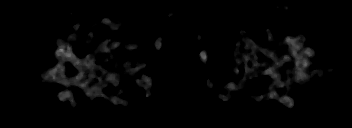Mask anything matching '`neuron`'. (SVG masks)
<instances>
[{
	"label": "neuron",
	"instance_id": "neuron-1",
	"mask_svg": "<svg viewBox=\"0 0 352 128\" xmlns=\"http://www.w3.org/2000/svg\"><path fill=\"white\" fill-rule=\"evenodd\" d=\"M276 10H281V9H285V10H288L289 7L288 6H285L284 8L280 5H277L275 6ZM103 23H106L107 25L111 26L113 29H118V26L120 24V21H115V22H112L110 19H103ZM72 29L76 30L78 29V24H70L69 25ZM245 32L241 31V34L242 35V40L244 42L247 41L246 45H245V48H249L250 46L252 47V52H251V55L252 56H248L250 55V53H245V54H242V56L240 58H242V60L244 62H246V66H248V63L251 62L254 64L253 68L252 69H248L244 75V80H248L251 78V77H257V76H261L263 74V72H260L258 71V67L260 65L262 66H265L266 67V70H265V75H268V76H271V78L275 81V82H271L269 84H271V87H280V88H283L284 87V84L280 81V79L277 77V74L276 73V70H278L279 74H284V71L280 70L281 69V66L282 64L289 60L291 58V56H295V60L294 62L297 63V68L295 69V71L292 73L293 76H288V78H292L294 77L295 80H298L299 82L303 81V78L304 76V69H308L307 67V64H308V60L307 58L310 57V56H313L315 53L312 49H307V50H303L302 49V45L300 43V40H305L303 35H299V36H294L292 40H289L287 39L285 41V45H288L289 48L291 49L292 51V54H286L285 56H281L277 57V53H275V51H269L267 50L268 48H260V46H257L253 41L249 40L248 36L246 34H244ZM235 39H236V43H235V47L236 48H239L240 47V41H238V38L235 36ZM109 39H108V42L105 40L103 41L100 45H96L97 50L100 49V51L102 52H106L107 57L108 58H112V56L110 55V51L114 48H118L120 47L121 45H123V43L121 41H117L116 40H113L112 38V41H111V45H107L109 44ZM59 48L55 51V55H56V59L57 61H60V64L57 65L56 68L54 69H51L48 74H46L47 77V80H50V77H52L53 75H57V74H61V75H64V72H65V68H64V64L66 62H69L71 61L74 65V67H77L81 70H83V67H89V69L91 70L90 72V79H92L93 75H97V79L99 81H101V83H99L96 87L95 90H89V89H86L87 91H89L87 94L88 95H94L96 97L100 96V97H104L102 93H99V91H97L99 88L101 87H105L109 82H113L115 84H119L120 83V80H121V77H125V76H131V75H134L135 73H137L138 70H140V66H143L146 64V62H144L142 64V62L139 63V61H137L138 63V66H136L133 70H128L124 73H120V74H117L118 78H113L111 75H108L106 74V71L108 70V68H112L110 66L111 63H108L109 64V67L108 65L105 67V69L103 70V72H95V69H94V61H95V53H87V61L85 60H77L75 58V55L72 51V48L70 47V45L68 43H63V42H59ZM162 40H158V41H155L154 42V46L156 47L157 50H160L161 47H162ZM134 43L131 44H127L125 45V48L126 49H130L132 50L134 48ZM257 50H260L262 53H266L268 57H271V59H276L277 58V61L276 63H271V62H262V61H259L258 57H257ZM200 59L201 61H206L207 59V54H206V51L203 50L202 53H201V56H200ZM233 73H235V75H237L239 73V68H238V65H239V60L238 59H235V61L233 62ZM257 72L256 76H254V73ZM77 79H82V80H85L86 78V72H83V74H78L76 75ZM148 76L147 74L146 75H142V80H139L137 83L138 85H142L143 84V81H146L148 83V87H146V93H147V96H150V88L152 86V79H147ZM234 85L235 83L233 82H230L228 85L226 86H223L222 87V90L223 92H221V96L224 97V100L227 101L230 97L229 96H226L223 94H225V91H229L231 90L232 88H234ZM208 88L210 89H213L212 88V80L209 78L208 79ZM70 96H71V92L69 90L65 91V92H60L58 97L62 100H68L70 99ZM271 96L274 98V99H278L281 103H283V105H285L286 107L288 108H292L293 106V100L290 99L289 96H285V97H280L278 96L275 92H271ZM112 98L108 99L111 101V103H113V101H117V99H119L120 97H116L113 93L112 95L110 96ZM260 98L266 100V95L264 93L260 94L259 96Z\"/></svg>",
	"mask_w": 352,
	"mask_h": 128
}]
</instances>
